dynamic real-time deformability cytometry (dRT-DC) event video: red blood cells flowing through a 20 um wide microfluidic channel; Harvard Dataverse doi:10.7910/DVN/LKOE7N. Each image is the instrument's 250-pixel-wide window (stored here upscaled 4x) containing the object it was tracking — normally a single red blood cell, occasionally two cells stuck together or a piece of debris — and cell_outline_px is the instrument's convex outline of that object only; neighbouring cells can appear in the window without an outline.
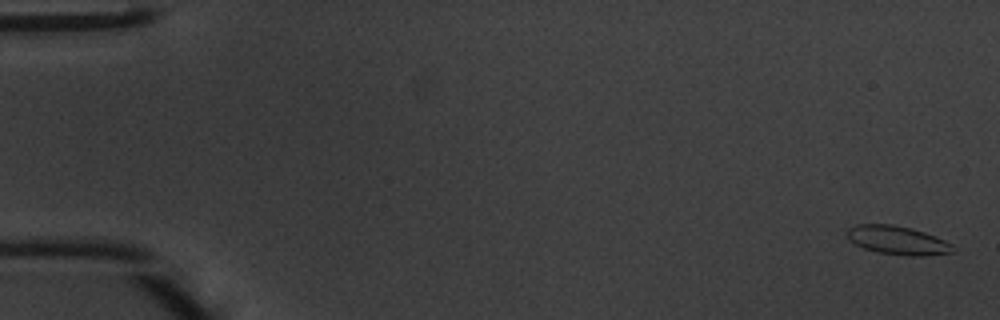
{"species": "common noctule bat (a hibernating species)", "species_latin": "Nyctalus noctula", "temperature_condition": "warm", "stored_images_in_passage": 49, "camera_frame_rate_fps": 3000, "um_per_image_px": 0.085, "animal": {"sex": "male", "body_mass_g": 20.1, "forearm_length_mm": 53.5}, "frame": {"image": 1, "passage_image": 2, "time_ms": 0.333, "image_size_px": [1000, 320], "cell_outline_px": [[952, 252], [924, 256], [908, 256], [880, 252], [864, 248], [848, 240], [844, 232], [848, 228], [856, 224], [892, 224], [912, 228], [924, 232], [944, 240], [952, 244]], "centroid_in_image_um": [76.23, 20.41], "position_along_channel_um": 8.8, "area_um2": 17.63}}
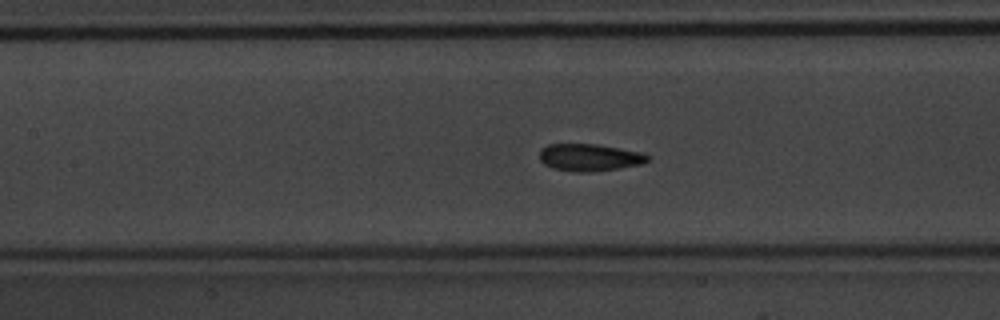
{"frame": {"image": 2, "passage_image": 23, "time_ms": 7.333, "image_size_px": [1000, 320], "cell_outline_px": [[652, 156], [648, 160], [640, 164], [620, 168], [592, 172], [576, 172], [552, 168], [544, 164], [540, 160], [540, 148], [548, 144], [596, 144], [640, 152]], "centroid_in_image_um": [50.09, 13.38], "position_along_channel_um": 157.3, "area_um2": 17.17}}
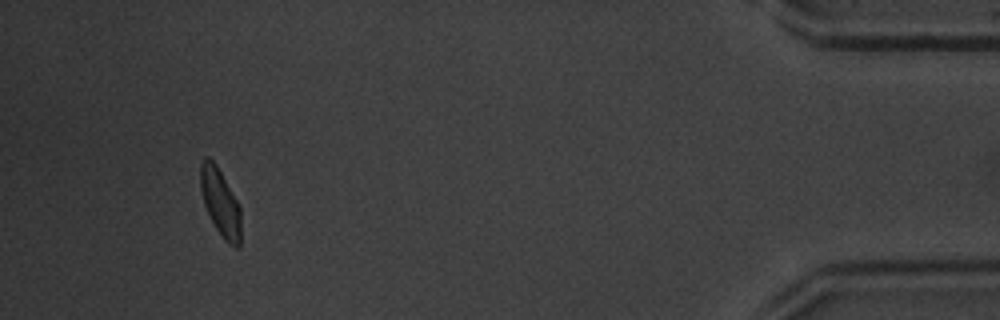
{"frame": {"image": 3, "passage_image": 46, "time_ms": 15.0, "image_size_px": [1000, 320], "cell_outline_px": [[240, 248], [236, 248], [228, 244], [224, 240], [216, 228], [204, 204], [200, 188], [200, 164], [204, 156], [208, 156], [216, 164], [236, 200], [240, 208]], "centroid_in_image_um": [18.71, 17.21], "position_along_channel_um": 416.5, "area_um2": 15.72}, "authors_computed_cell_mechanics": {"area_um2": 17.051, "velocity_mm_per_s": 4.2326, "shape_relaxation_time_tau1_ms": 2.7325, "shape_relaxation_time_tau2_ms": 1.2123, "deformation_change_tau1": 0.1101, "deformation_change_tau2": 0.056}}